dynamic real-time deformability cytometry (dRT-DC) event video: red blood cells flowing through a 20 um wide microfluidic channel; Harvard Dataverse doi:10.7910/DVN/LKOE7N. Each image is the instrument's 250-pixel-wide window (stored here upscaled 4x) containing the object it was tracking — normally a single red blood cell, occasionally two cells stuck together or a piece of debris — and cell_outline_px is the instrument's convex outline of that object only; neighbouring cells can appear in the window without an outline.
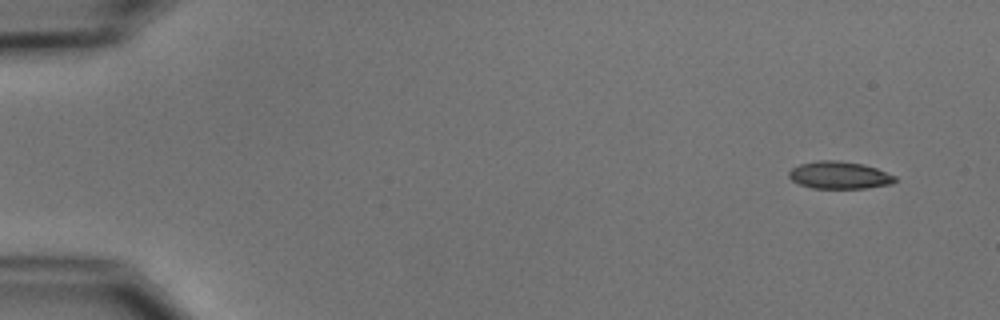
{"species": "common noctule bat (a hibernating species)", "species_latin": "Nyctalus noctula", "temperature_condition": "cold", "stored_images_in_passage": 6, "camera_frame_rate_fps": 3000, "um_per_image_px": 0.085, "animal": {"sex": "male", "body_mass_g": 15.6}, "frame": {"image": 1, "passage_image": 1, "time_ms": 0.0, "image_size_px": [1000, 320], "cell_outline_px": [[896, 180], [892, 184], [864, 188], [812, 188], [800, 184], [792, 180], [788, 176], [788, 172], [792, 168], [800, 164], [816, 160], [840, 160], [864, 164], [876, 168], [896, 176]], "centroid_in_image_um": [71.34, 14.88], "position_along_channel_um": 13.7, "area_um2": 16.99}}
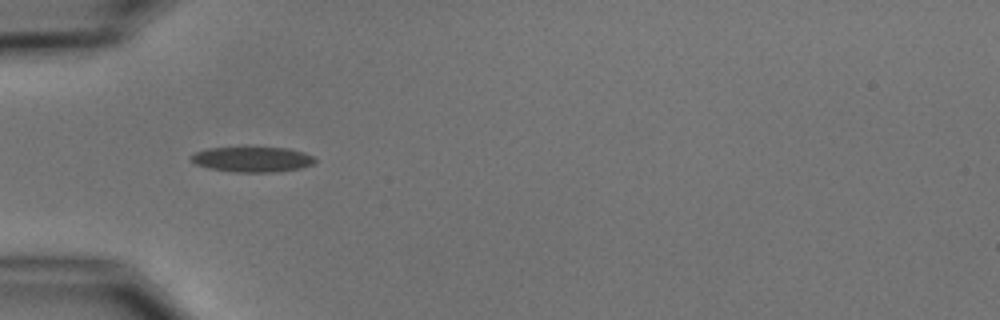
{"frame": {"image": 2, "passage_image": 5, "time_ms": 4.667, "image_size_px": [1000, 320], "cell_outline_px": [[316, 160], [312, 164], [300, 168], [272, 172], [232, 172], [208, 168], [196, 164], [188, 156], [196, 152], [208, 148], [244, 144], [288, 148], [304, 152], [312, 156]], "centroid_in_image_um": [21.39, 13.48], "position_along_channel_um": 63.6, "area_um2": 19.19}}